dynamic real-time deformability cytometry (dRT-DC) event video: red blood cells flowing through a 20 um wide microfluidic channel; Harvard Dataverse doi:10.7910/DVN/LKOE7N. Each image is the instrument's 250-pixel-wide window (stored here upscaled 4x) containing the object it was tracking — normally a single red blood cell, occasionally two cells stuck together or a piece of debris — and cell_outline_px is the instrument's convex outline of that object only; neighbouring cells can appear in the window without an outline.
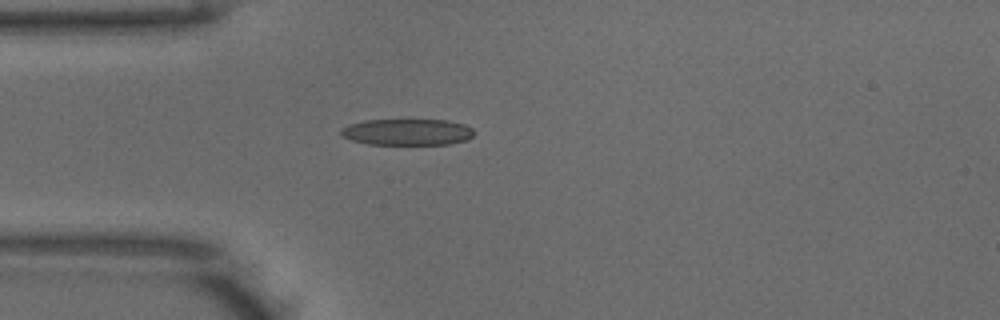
{"species": "common noctule bat (a hibernating species)", "species_latin": "Nyctalus noctula", "temperature_condition": "warm", "stored_images_in_passage": 38, "camera_frame_rate_fps": 3000, "um_per_image_px": 0.085, "animal": {"sex": "male", "body_mass_g": 18.8}, "frame": {"image": 1, "passage_image": 1, "time_ms": 0.0, "image_size_px": [1000, 320], "cell_outline_px": [[476, 132], [468, 140], [448, 144], [368, 144], [352, 140], [344, 136], [340, 132], [340, 128], [348, 124], [364, 120], [448, 120], [464, 124], [472, 128]], "centroid_in_image_um": [34.64, 11.22], "position_along_channel_um": 50.4, "area_um2": 20.52}}
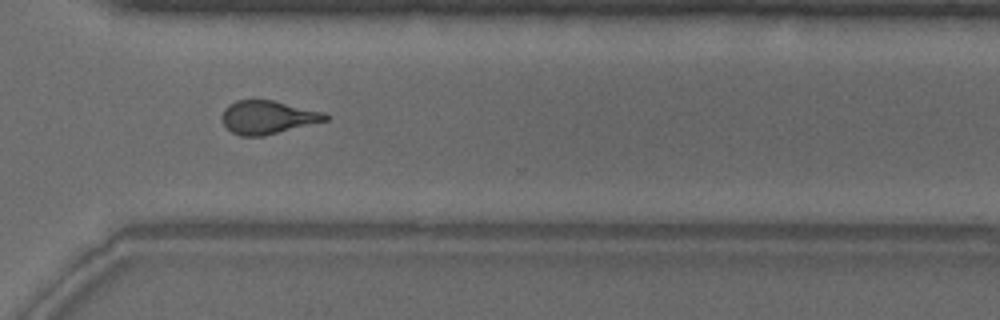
{"frame": {"image": 2, "passage_image": 24, "time_ms": 7.667, "image_size_px": [1000, 320], "cell_outline_px": [[332, 116], [328, 120], [264, 136], [240, 136], [232, 132], [224, 124], [224, 108], [228, 104], [236, 100], [272, 100], [324, 112]], "centroid_in_image_um": [22.8, 9.97], "position_along_channel_um": 347.8, "area_um2": 19.94}}
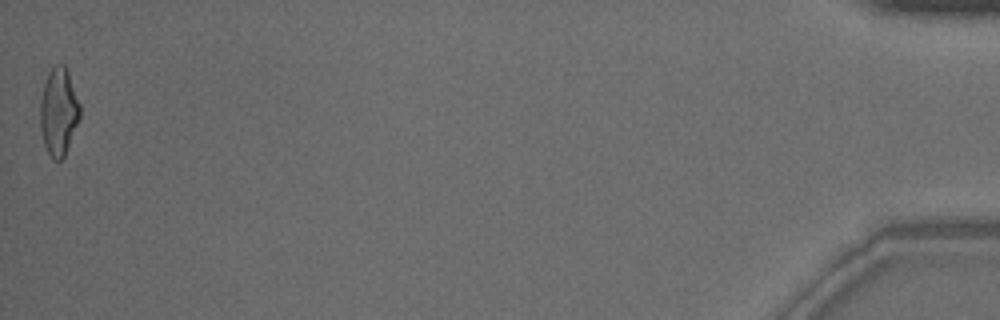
{"frame": {"image": 3, "passage_image": 38, "time_ms": 12.333, "image_size_px": [1000, 320], "cell_outline_px": [[80, 120], [64, 156], [60, 160], [56, 160], [48, 152], [44, 144], [40, 128], [40, 100], [44, 84], [48, 72], [56, 64], [64, 64], [68, 72], [80, 104]], "centroid_in_image_um": [4.99, 9.48], "position_along_channel_um": 430.2, "area_um2": 20.23}, "authors_computed_cell_mechanics": {"area_um2": 20.23, "velocity_mm_per_s": 3.9534, "shape_relaxation_time_tau1_ms": null, "shape_relaxation_time_tau2_ms": 1.9438, "deformation_change_tau1": null, "deformation_change_tau2": 0.1157}}